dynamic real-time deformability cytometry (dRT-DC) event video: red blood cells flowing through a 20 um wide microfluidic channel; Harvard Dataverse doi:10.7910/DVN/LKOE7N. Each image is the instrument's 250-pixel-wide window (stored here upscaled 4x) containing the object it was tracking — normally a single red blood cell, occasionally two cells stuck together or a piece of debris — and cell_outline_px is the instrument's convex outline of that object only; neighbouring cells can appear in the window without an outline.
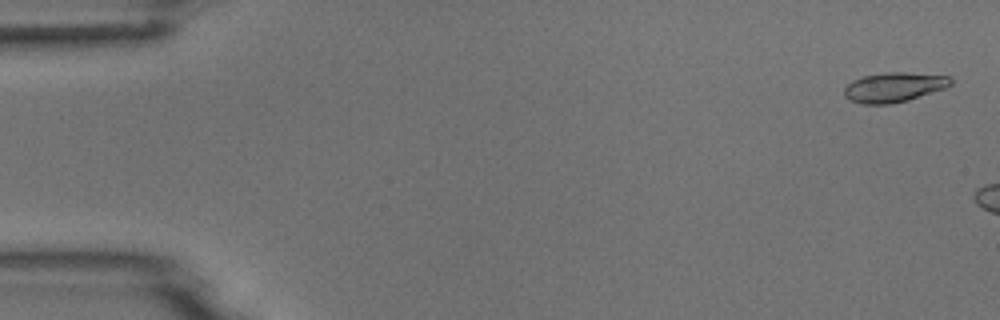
{"species": "common noctule bat (a hibernating species)", "species_latin": "Nyctalus noctula", "temperature_condition": "room temperature", "stored_images_in_passage": 2, "camera_frame_rate_fps": 3000, "um_per_image_px": 0.085, "animal": {"sex": "male", "body_mass_g": 18.8}, "frame": {"image": 1, "passage_image": 1, "time_ms": 0.0, "image_size_px": [1000, 320], "cell_outline_px": [[952, 84], [944, 88], [908, 100], [892, 104], [864, 104], [848, 100], [844, 96], [844, 88], [852, 80], [864, 76], [888, 72], [904, 72], [948, 76], [952, 80]], "centroid_in_image_um": [75.95, 7.42], "position_along_channel_um": 9.1, "area_um2": 18.32}}